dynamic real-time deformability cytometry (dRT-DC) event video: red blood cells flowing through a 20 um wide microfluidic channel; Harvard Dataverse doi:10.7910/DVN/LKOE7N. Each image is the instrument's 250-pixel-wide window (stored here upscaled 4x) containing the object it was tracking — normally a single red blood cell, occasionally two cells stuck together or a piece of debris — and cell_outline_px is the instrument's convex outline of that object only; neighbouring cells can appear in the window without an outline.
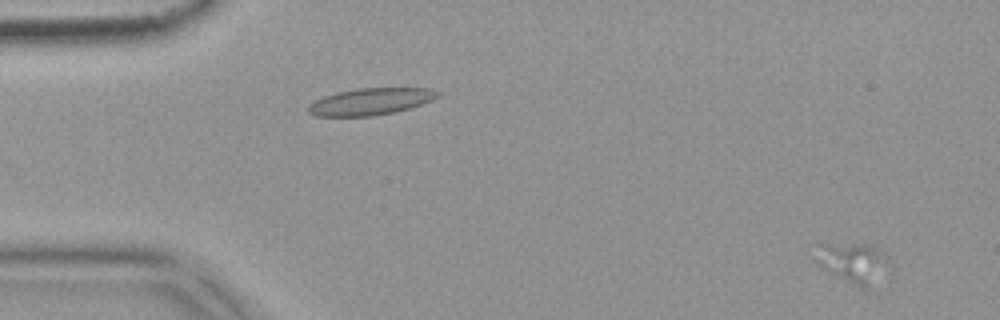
{"species": "common noctule bat (a hibernating species)", "species_latin": "Nyctalus noctula", "temperature_condition": "warm", "stored_images_in_passage": 15, "segment_of_instrument_passage": [1, 2], "camera_frame_rate_fps": 3000, "um_per_image_px": 0.085, "animal": {"sex": "female", "body_mass_g": 18.4}, "frame": {"image": 1, "passage_image": 3, "time_ms": 0.667, "image_size_px": [1000, 320], "cell_outline_px": [[888, 260], [868, 288], [860, 288], [828, 272], [816, 260], [816, 244], [868, 244], [876, 248], [888, 256]], "centroid_in_image_um": [72.42, 22.29], "position_along_channel_um": 12.6, "area_um2": 16.3}}